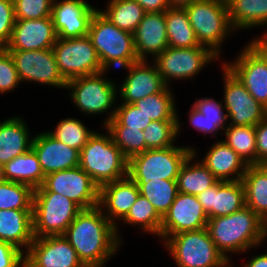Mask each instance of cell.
<instances>
[{
  "label": "cell",
  "instance_id": "cell-24",
  "mask_svg": "<svg viewBox=\"0 0 267 267\" xmlns=\"http://www.w3.org/2000/svg\"><path fill=\"white\" fill-rule=\"evenodd\" d=\"M139 60L153 59L168 48L165 12H147L133 33Z\"/></svg>",
  "mask_w": 267,
  "mask_h": 267
},
{
  "label": "cell",
  "instance_id": "cell-16",
  "mask_svg": "<svg viewBox=\"0 0 267 267\" xmlns=\"http://www.w3.org/2000/svg\"><path fill=\"white\" fill-rule=\"evenodd\" d=\"M208 220L197 196L178 192L169 210L162 217L159 238L164 242L168 237L180 232L206 228Z\"/></svg>",
  "mask_w": 267,
  "mask_h": 267
},
{
  "label": "cell",
  "instance_id": "cell-31",
  "mask_svg": "<svg viewBox=\"0 0 267 267\" xmlns=\"http://www.w3.org/2000/svg\"><path fill=\"white\" fill-rule=\"evenodd\" d=\"M235 31L267 26V0H226Z\"/></svg>",
  "mask_w": 267,
  "mask_h": 267
},
{
  "label": "cell",
  "instance_id": "cell-20",
  "mask_svg": "<svg viewBox=\"0 0 267 267\" xmlns=\"http://www.w3.org/2000/svg\"><path fill=\"white\" fill-rule=\"evenodd\" d=\"M139 195L138 185L129 176L100 187L99 207L108 220L116 226V233L121 242L119 220L127 215Z\"/></svg>",
  "mask_w": 267,
  "mask_h": 267
},
{
  "label": "cell",
  "instance_id": "cell-3",
  "mask_svg": "<svg viewBox=\"0 0 267 267\" xmlns=\"http://www.w3.org/2000/svg\"><path fill=\"white\" fill-rule=\"evenodd\" d=\"M95 131L80 150L79 166L99 188L109 182L128 176V159L115 145L111 134Z\"/></svg>",
  "mask_w": 267,
  "mask_h": 267
},
{
  "label": "cell",
  "instance_id": "cell-17",
  "mask_svg": "<svg viewBox=\"0 0 267 267\" xmlns=\"http://www.w3.org/2000/svg\"><path fill=\"white\" fill-rule=\"evenodd\" d=\"M25 267H86L63 235L35 237Z\"/></svg>",
  "mask_w": 267,
  "mask_h": 267
},
{
  "label": "cell",
  "instance_id": "cell-51",
  "mask_svg": "<svg viewBox=\"0 0 267 267\" xmlns=\"http://www.w3.org/2000/svg\"><path fill=\"white\" fill-rule=\"evenodd\" d=\"M196 0H168L170 8H184Z\"/></svg>",
  "mask_w": 267,
  "mask_h": 267
},
{
  "label": "cell",
  "instance_id": "cell-22",
  "mask_svg": "<svg viewBox=\"0 0 267 267\" xmlns=\"http://www.w3.org/2000/svg\"><path fill=\"white\" fill-rule=\"evenodd\" d=\"M208 218L227 216L245 205V189L241 180L218 181L197 195Z\"/></svg>",
  "mask_w": 267,
  "mask_h": 267
},
{
  "label": "cell",
  "instance_id": "cell-18",
  "mask_svg": "<svg viewBox=\"0 0 267 267\" xmlns=\"http://www.w3.org/2000/svg\"><path fill=\"white\" fill-rule=\"evenodd\" d=\"M150 62L139 60L122 68L128 74L118 86L121 103L133 104L149 95L160 93L166 87L157 67Z\"/></svg>",
  "mask_w": 267,
  "mask_h": 267
},
{
  "label": "cell",
  "instance_id": "cell-54",
  "mask_svg": "<svg viewBox=\"0 0 267 267\" xmlns=\"http://www.w3.org/2000/svg\"><path fill=\"white\" fill-rule=\"evenodd\" d=\"M231 262H232V260L230 261V259H229L221 267H233ZM241 267H243V266H241Z\"/></svg>",
  "mask_w": 267,
  "mask_h": 267
},
{
  "label": "cell",
  "instance_id": "cell-26",
  "mask_svg": "<svg viewBox=\"0 0 267 267\" xmlns=\"http://www.w3.org/2000/svg\"><path fill=\"white\" fill-rule=\"evenodd\" d=\"M34 238L32 210L0 209V240L26 253Z\"/></svg>",
  "mask_w": 267,
  "mask_h": 267
},
{
  "label": "cell",
  "instance_id": "cell-8",
  "mask_svg": "<svg viewBox=\"0 0 267 267\" xmlns=\"http://www.w3.org/2000/svg\"><path fill=\"white\" fill-rule=\"evenodd\" d=\"M162 245L172 255L176 267H221L227 261L207 228L172 235Z\"/></svg>",
  "mask_w": 267,
  "mask_h": 267
},
{
  "label": "cell",
  "instance_id": "cell-4",
  "mask_svg": "<svg viewBox=\"0 0 267 267\" xmlns=\"http://www.w3.org/2000/svg\"><path fill=\"white\" fill-rule=\"evenodd\" d=\"M88 36L104 70L123 68L139 61L133 34L116 27L99 9L92 16Z\"/></svg>",
  "mask_w": 267,
  "mask_h": 267
},
{
  "label": "cell",
  "instance_id": "cell-23",
  "mask_svg": "<svg viewBox=\"0 0 267 267\" xmlns=\"http://www.w3.org/2000/svg\"><path fill=\"white\" fill-rule=\"evenodd\" d=\"M31 148L38 157L44 175L79 166L80 151L58 141L47 131L33 136Z\"/></svg>",
  "mask_w": 267,
  "mask_h": 267
},
{
  "label": "cell",
  "instance_id": "cell-5",
  "mask_svg": "<svg viewBox=\"0 0 267 267\" xmlns=\"http://www.w3.org/2000/svg\"><path fill=\"white\" fill-rule=\"evenodd\" d=\"M200 45L208 47L220 58L224 40L232 27L226 0H196L184 7Z\"/></svg>",
  "mask_w": 267,
  "mask_h": 267
},
{
  "label": "cell",
  "instance_id": "cell-44",
  "mask_svg": "<svg viewBox=\"0 0 267 267\" xmlns=\"http://www.w3.org/2000/svg\"><path fill=\"white\" fill-rule=\"evenodd\" d=\"M21 84L12 56L0 48V94L14 91Z\"/></svg>",
  "mask_w": 267,
  "mask_h": 267
},
{
  "label": "cell",
  "instance_id": "cell-53",
  "mask_svg": "<svg viewBox=\"0 0 267 267\" xmlns=\"http://www.w3.org/2000/svg\"><path fill=\"white\" fill-rule=\"evenodd\" d=\"M4 181L3 166L0 164V184Z\"/></svg>",
  "mask_w": 267,
  "mask_h": 267
},
{
  "label": "cell",
  "instance_id": "cell-25",
  "mask_svg": "<svg viewBox=\"0 0 267 267\" xmlns=\"http://www.w3.org/2000/svg\"><path fill=\"white\" fill-rule=\"evenodd\" d=\"M218 181H238L248 165L224 141L217 140L200 160Z\"/></svg>",
  "mask_w": 267,
  "mask_h": 267
},
{
  "label": "cell",
  "instance_id": "cell-27",
  "mask_svg": "<svg viewBox=\"0 0 267 267\" xmlns=\"http://www.w3.org/2000/svg\"><path fill=\"white\" fill-rule=\"evenodd\" d=\"M30 136V137H29ZM33 136L21 116H12L0 122V164L27 152L32 146Z\"/></svg>",
  "mask_w": 267,
  "mask_h": 267
},
{
  "label": "cell",
  "instance_id": "cell-21",
  "mask_svg": "<svg viewBox=\"0 0 267 267\" xmlns=\"http://www.w3.org/2000/svg\"><path fill=\"white\" fill-rule=\"evenodd\" d=\"M58 39L52 17L15 20L6 50H41L53 48Z\"/></svg>",
  "mask_w": 267,
  "mask_h": 267
},
{
  "label": "cell",
  "instance_id": "cell-30",
  "mask_svg": "<svg viewBox=\"0 0 267 267\" xmlns=\"http://www.w3.org/2000/svg\"><path fill=\"white\" fill-rule=\"evenodd\" d=\"M197 154L194 148L182 165L176 180L178 192L197 196L218 182L208 168L197 160Z\"/></svg>",
  "mask_w": 267,
  "mask_h": 267
},
{
  "label": "cell",
  "instance_id": "cell-14",
  "mask_svg": "<svg viewBox=\"0 0 267 267\" xmlns=\"http://www.w3.org/2000/svg\"><path fill=\"white\" fill-rule=\"evenodd\" d=\"M223 66L224 96L228 125L256 126L265 118L266 108L258 103L245 86L225 66Z\"/></svg>",
  "mask_w": 267,
  "mask_h": 267
},
{
  "label": "cell",
  "instance_id": "cell-12",
  "mask_svg": "<svg viewBox=\"0 0 267 267\" xmlns=\"http://www.w3.org/2000/svg\"><path fill=\"white\" fill-rule=\"evenodd\" d=\"M60 74L68 81L104 71L90 37L58 38L53 46Z\"/></svg>",
  "mask_w": 267,
  "mask_h": 267
},
{
  "label": "cell",
  "instance_id": "cell-19",
  "mask_svg": "<svg viewBox=\"0 0 267 267\" xmlns=\"http://www.w3.org/2000/svg\"><path fill=\"white\" fill-rule=\"evenodd\" d=\"M97 9L86 0H54L51 17L58 38L87 36L90 21Z\"/></svg>",
  "mask_w": 267,
  "mask_h": 267
},
{
  "label": "cell",
  "instance_id": "cell-10",
  "mask_svg": "<svg viewBox=\"0 0 267 267\" xmlns=\"http://www.w3.org/2000/svg\"><path fill=\"white\" fill-rule=\"evenodd\" d=\"M219 59L208 47H168L152 59L163 82L170 87V81L193 79L203 68Z\"/></svg>",
  "mask_w": 267,
  "mask_h": 267
},
{
  "label": "cell",
  "instance_id": "cell-46",
  "mask_svg": "<svg viewBox=\"0 0 267 267\" xmlns=\"http://www.w3.org/2000/svg\"><path fill=\"white\" fill-rule=\"evenodd\" d=\"M15 24L13 0H0V48L9 43Z\"/></svg>",
  "mask_w": 267,
  "mask_h": 267
},
{
  "label": "cell",
  "instance_id": "cell-41",
  "mask_svg": "<svg viewBox=\"0 0 267 267\" xmlns=\"http://www.w3.org/2000/svg\"><path fill=\"white\" fill-rule=\"evenodd\" d=\"M178 121H152L143 131L147 149H157L175 146L176 137L180 135L181 125L178 111Z\"/></svg>",
  "mask_w": 267,
  "mask_h": 267
},
{
  "label": "cell",
  "instance_id": "cell-47",
  "mask_svg": "<svg viewBox=\"0 0 267 267\" xmlns=\"http://www.w3.org/2000/svg\"><path fill=\"white\" fill-rule=\"evenodd\" d=\"M0 267H25V252L0 240Z\"/></svg>",
  "mask_w": 267,
  "mask_h": 267
},
{
  "label": "cell",
  "instance_id": "cell-2",
  "mask_svg": "<svg viewBox=\"0 0 267 267\" xmlns=\"http://www.w3.org/2000/svg\"><path fill=\"white\" fill-rule=\"evenodd\" d=\"M206 228L227 260L232 259L231 253L249 252L267 239V224L247 206L230 215L209 219Z\"/></svg>",
  "mask_w": 267,
  "mask_h": 267
},
{
  "label": "cell",
  "instance_id": "cell-42",
  "mask_svg": "<svg viewBox=\"0 0 267 267\" xmlns=\"http://www.w3.org/2000/svg\"><path fill=\"white\" fill-rule=\"evenodd\" d=\"M33 196L31 186L4 180L0 184V209L32 210Z\"/></svg>",
  "mask_w": 267,
  "mask_h": 267
},
{
  "label": "cell",
  "instance_id": "cell-33",
  "mask_svg": "<svg viewBox=\"0 0 267 267\" xmlns=\"http://www.w3.org/2000/svg\"><path fill=\"white\" fill-rule=\"evenodd\" d=\"M168 47L191 48L200 45L184 8H169L165 11Z\"/></svg>",
  "mask_w": 267,
  "mask_h": 267
},
{
  "label": "cell",
  "instance_id": "cell-1",
  "mask_svg": "<svg viewBox=\"0 0 267 267\" xmlns=\"http://www.w3.org/2000/svg\"><path fill=\"white\" fill-rule=\"evenodd\" d=\"M63 236L86 267H105L123 243L99 206L83 209Z\"/></svg>",
  "mask_w": 267,
  "mask_h": 267
},
{
  "label": "cell",
  "instance_id": "cell-11",
  "mask_svg": "<svg viewBox=\"0 0 267 267\" xmlns=\"http://www.w3.org/2000/svg\"><path fill=\"white\" fill-rule=\"evenodd\" d=\"M225 65L245 86L251 96L263 107H267V52L256 41L251 40Z\"/></svg>",
  "mask_w": 267,
  "mask_h": 267
},
{
  "label": "cell",
  "instance_id": "cell-29",
  "mask_svg": "<svg viewBox=\"0 0 267 267\" xmlns=\"http://www.w3.org/2000/svg\"><path fill=\"white\" fill-rule=\"evenodd\" d=\"M245 205L267 224V164L248 165L241 179Z\"/></svg>",
  "mask_w": 267,
  "mask_h": 267
},
{
  "label": "cell",
  "instance_id": "cell-48",
  "mask_svg": "<svg viewBox=\"0 0 267 267\" xmlns=\"http://www.w3.org/2000/svg\"><path fill=\"white\" fill-rule=\"evenodd\" d=\"M256 132V165L267 164V118L255 126Z\"/></svg>",
  "mask_w": 267,
  "mask_h": 267
},
{
  "label": "cell",
  "instance_id": "cell-13",
  "mask_svg": "<svg viewBox=\"0 0 267 267\" xmlns=\"http://www.w3.org/2000/svg\"><path fill=\"white\" fill-rule=\"evenodd\" d=\"M34 192H56L78 204L82 209L99 206V186L80 167L55 171L45 175Z\"/></svg>",
  "mask_w": 267,
  "mask_h": 267
},
{
  "label": "cell",
  "instance_id": "cell-36",
  "mask_svg": "<svg viewBox=\"0 0 267 267\" xmlns=\"http://www.w3.org/2000/svg\"><path fill=\"white\" fill-rule=\"evenodd\" d=\"M222 140L229 145L247 165H256V132L255 126L228 125Z\"/></svg>",
  "mask_w": 267,
  "mask_h": 267
},
{
  "label": "cell",
  "instance_id": "cell-9",
  "mask_svg": "<svg viewBox=\"0 0 267 267\" xmlns=\"http://www.w3.org/2000/svg\"><path fill=\"white\" fill-rule=\"evenodd\" d=\"M83 209L56 192H34L32 220L34 237L63 235Z\"/></svg>",
  "mask_w": 267,
  "mask_h": 267
},
{
  "label": "cell",
  "instance_id": "cell-28",
  "mask_svg": "<svg viewBox=\"0 0 267 267\" xmlns=\"http://www.w3.org/2000/svg\"><path fill=\"white\" fill-rule=\"evenodd\" d=\"M190 113L189 122L192 127L206 134L215 137L221 130L224 131L228 126V118L223 104V100L217 101L213 97L195 98ZM226 124V126H225Z\"/></svg>",
  "mask_w": 267,
  "mask_h": 267
},
{
  "label": "cell",
  "instance_id": "cell-52",
  "mask_svg": "<svg viewBox=\"0 0 267 267\" xmlns=\"http://www.w3.org/2000/svg\"><path fill=\"white\" fill-rule=\"evenodd\" d=\"M263 34L264 35H261L259 37L258 36L256 38L254 37V39L252 40H256L267 52V30L265 33L263 32Z\"/></svg>",
  "mask_w": 267,
  "mask_h": 267
},
{
  "label": "cell",
  "instance_id": "cell-43",
  "mask_svg": "<svg viewBox=\"0 0 267 267\" xmlns=\"http://www.w3.org/2000/svg\"><path fill=\"white\" fill-rule=\"evenodd\" d=\"M54 0H13L15 20L50 17Z\"/></svg>",
  "mask_w": 267,
  "mask_h": 267
},
{
  "label": "cell",
  "instance_id": "cell-40",
  "mask_svg": "<svg viewBox=\"0 0 267 267\" xmlns=\"http://www.w3.org/2000/svg\"><path fill=\"white\" fill-rule=\"evenodd\" d=\"M47 132L58 141L79 151L95 133L94 130H89L80 119L70 117L61 119L55 130Z\"/></svg>",
  "mask_w": 267,
  "mask_h": 267
},
{
  "label": "cell",
  "instance_id": "cell-7",
  "mask_svg": "<svg viewBox=\"0 0 267 267\" xmlns=\"http://www.w3.org/2000/svg\"><path fill=\"white\" fill-rule=\"evenodd\" d=\"M190 146H171L147 149L128 160V176L135 183H147L150 180L176 181L179 171L193 153Z\"/></svg>",
  "mask_w": 267,
  "mask_h": 267
},
{
  "label": "cell",
  "instance_id": "cell-32",
  "mask_svg": "<svg viewBox=\"0 0 267 267\" xmlns=\"http://www.w3.org/2000/svg\"><path fill=\"white\" fill-rule=\"evenodd\" d=\"M3 176L6 181L23 183L33 189L40 187L45 178L38 157L32 148L7 162L3 166Z\"/></svg>",
  "mask_w": 267,
  "mask_h": 267
},
{
  "label": "cell",
  "instance_id": "cell-50",
  "mask_svg": "<svg viewBox=\"0 0 267 267\" xmlns=\"http://www.w3.org/2000/svg\"><path fill=\"white\" fill-rule=\"evenodd\" d=\"M243 267H267V252L252 256L246 263L242 264Z\"/></svg>",
  "mask_w": 267,
  "mask_h": 267
},
{
  "label": "cell",
  "instance_id": "cell-55",
  "mask_svg": "<svg viewBox=\"0 0 267 267\" xmlns=\"http://www.w3.org/2000/svg\"><path fill=\"white\" fill-rule=\"evenodd\" d=\"M265 118H267V107H266V112H265Z\"/></svg>",
  "mask_w": 267,
  "mask_h": 267
},
{
  "label": "cell",
  "instance_id": "cell-38",
  "mask_svg": "<svg viewBox=\"0 0 267 267\" xmlns=\"http://www.w3.org/2000/svg\"><path fill=\"white\" fill-rule=\"evenodd\" d=\"M104 128L111 134L113 142L128 160L147 150L143 131L122 126L115 118H112Z\"/></svg>",
  "mask_w": 267,
  "mask_h": 267
},
{
  "label": "cell",
  "instance_id": "cell-45",
  "mask_svg": "<svg viewBox=\"0 0 267 267\" xmlns=\"http://www.w3.org/2000/svg\"><path fill=\"white\" fill-rule=\"evenodd\" d=\"M114 118L127 128L144 131L152 122L143 112L139 111L133 104L120 103L116 106Z\"/></svg>",
  "mask_w": 267,
  "mask_h": 267
},
{
  "label": "cell",
  "instance_id": "cell-35",
  "mask_svg": "<svg viewBox=\"0 0 267 267\" xmlns=\"http://www.w3.org/2000/svg\"><path fill=\"white\" fill-rule=\"evenodd\" d=\"M172 93L171 88L166 86L160 93L149 95L133 105L151 121H178L175 96Z\"/></svg>",
  "mask_w": 267,
  "mask_h": 267
},
{
  "label": "cell",
  "instance_id": "cell-39",
  "mask_svg": "<svg viewBox=\"0 0 267 267\" xmlns=\"http://www.w3.org/2000/svg\"><path fill=\"white\" fill-rule=\"evenodd\" d=\"M136 184L140 195L147 198L162 217L169 210L178 194L176 181L158 179Z\"/></svg>",
  "mask_w": 267,
  "mask_h": 267
},
{
  "label": "cell",
  "instance_id": "cell-34",
  "mask_svg": "<svg viewBox=\"0 0 267 267\" xmlns=\"http://www.w3.org/2000/svg\"><path fill=\"white\" fill-rule=\"evenodd\" d=\"M99 11L116 27L132 34L146 13L135 0H108L106 9Z\"/></svg>",
  "mask_w": 267,
  "mask_h": 267
},
{
  "label": "cell",
  "instance_id": "cell-37",
  "mask_svg": "<svg viewBox=\"0 0 267 267\" xmlns=\"http://www.w3.org/2000/svg\"><path fill=\"white\" fill-rule=\"evenodd\" d=\"M119 222L129 224L130 226H138L142 232L160 236L162 224V216L156 211L151 202L142 195L131 206L127 215Z\"/></svg>",
  "mask_w": 267,
  "mask_h": 267
},
{
  "label": "cell",
  "instance_id": "cell-49",
  "mask_svg": "<svg viewBox=\"0 0 267 267\" xmlns=\"http://www.w3.org/2000/svg\"><path fill=\"white\" fill-rule=\"evenodd\" d=\"M147 12H165L169 9L168 0H135Z\"/></svg>",
  "mask_w": 267,
  "mask_h": 267
},
{
  "label": "cell",
  "instance_id": "cell-15",
  "mask_svg": "<svg viewBox=\"0 0 267 267\" xmlns=\"http://www.w3.org/2000/svg\"><path fill=\"white\" fill-rule=\"evenodd\" d=\"M13 58L20 81L66 88L53 48L41 50H7Z\"/></svg>",
  "mask_w": 267,
  "mask_h": 267
},
{
  "label": "cell",
  "instance_id": "cell-6",
  "mask_svg": "<svg viewBox=\"0 0 267 267\" xmlns=\"http://www.w3.org/2000/svg\"><path fill=\"white\" fill-rule=\"evenodd\" d=\"M106 74L107 70H104L72 78L67 81L65 88L69 89L70 100L72 99L73 104L83 114L97 116L107 112L108 116L103 120V127L114 118L117 106L115 102L118 100V85L105 77Z\"/></svg>",
  "mask_w": 267,
  "mask_h": 267
}]
</instances>
